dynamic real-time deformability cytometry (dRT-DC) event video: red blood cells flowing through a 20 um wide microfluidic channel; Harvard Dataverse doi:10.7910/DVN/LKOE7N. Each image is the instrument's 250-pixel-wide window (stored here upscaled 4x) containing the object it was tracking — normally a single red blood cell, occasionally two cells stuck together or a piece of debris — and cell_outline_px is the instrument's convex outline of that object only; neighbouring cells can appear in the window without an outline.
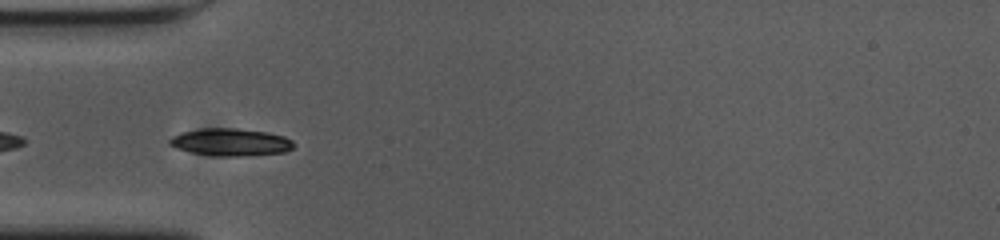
{"species": "common noctule bat (a hibernating species)", "species_latin": "Nyctalus noctula", "temperature_condition": "cold", "stored_images_in_passage": 40, "camera_frame_rate_fps": 3000, "um_per_image_px": 0.085, "animal": {"sex": "female", "body_mass_g": 23.0, "forearm_length_mm": 53.4}, "frame": {"image": 1, "passage_image": 2, "time_ms": 0.333, "image_size_px": [1000, 240], "cell_outline_px": [[292, 148], [284, 152], [248, 156], [212, 156], [192, 152], [176, 148], [168, 144], [168, 140], [172, 136], [180, 132], [200, 128], [236, 128], [268, 132], [284, 136], [292, 140]], "centroid_in_image_um": [19.56, 12.08], "position_along_channel_um": 65.4, "area_um2": 20.0}}
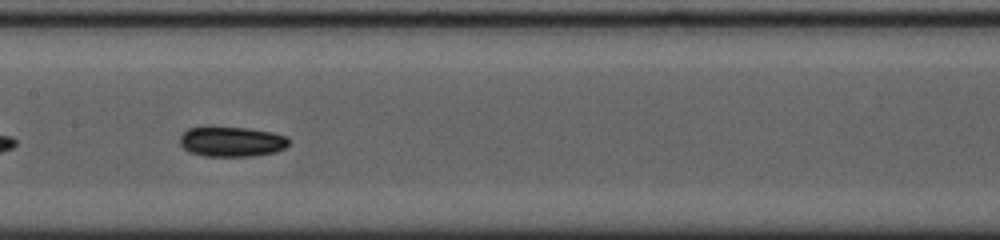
{"frame": {"image": 2, "passage_image": 12, "time_ms": 3.667, "image_size_px": [1000, 240], "cell_outline_px": [[288, 144], [284, 148], [276, 152], [252, 156], [204, 156], [188, 152], [180, 144], [180, 136], [188, 128], [248, 128], [272, 132], [288, 136]], "centroid_in_image_um": [19.7, 12.05], "position_along_channel_um": 187.7, "area_um2": 18.9}}
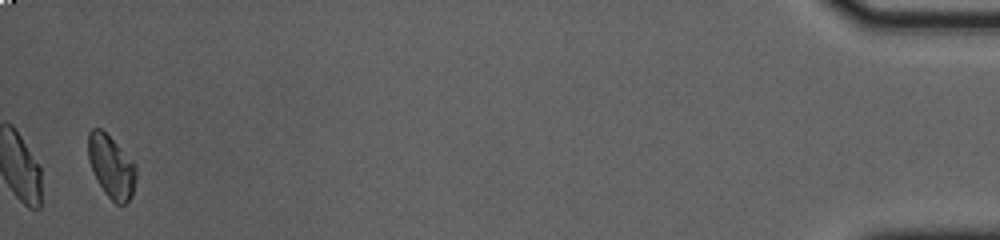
{"frame": {"image": 3, "passage_image": 39, "time_ms": 12.667, "image_size_px": [1000, 240], "cell_outline_px": [[136, 176], [132, 196], [124, 204], [116, 204], [104, 192], [96, 180], [88, 160], [88, 132], [92, 128], [100, 128], [136, 164]], "centroid_in_image_um": [9.44, 14.17], "position_along_channel_um": 425.8, "area_um2": 17.34}, "authors_computed_cell_mechanics": {"area_um2": 18.3804, "velocity_mm_per_s": 3.6739, "shape_relaxation_time_tau1_ms": 3.1761, "shape_relaxation_time_tau2_ms": null, "deformation_change_tau1": 0.1252, "deformation_change_tau2": null}}